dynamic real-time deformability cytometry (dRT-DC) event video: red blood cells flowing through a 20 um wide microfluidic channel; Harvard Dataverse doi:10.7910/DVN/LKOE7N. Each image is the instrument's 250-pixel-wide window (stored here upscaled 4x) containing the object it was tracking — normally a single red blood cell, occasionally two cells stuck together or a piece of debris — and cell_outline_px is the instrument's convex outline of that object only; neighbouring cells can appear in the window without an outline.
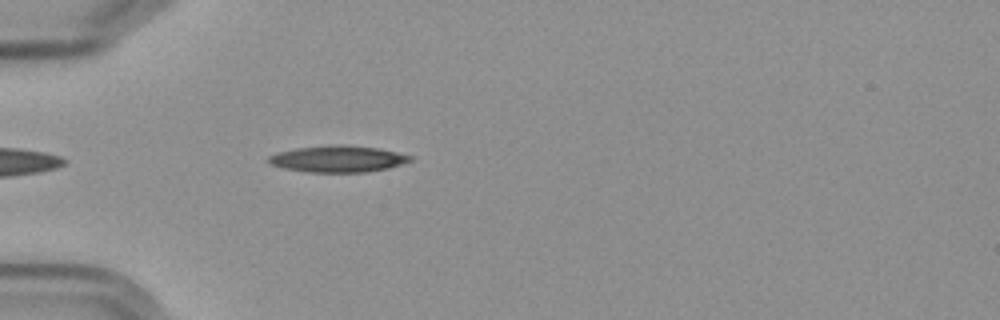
{"species": "Egyptian fruit bat (a non-hibernating species)", "species_latin": "Rousettus aegyptiacus", "temperature_condition": "cold", "stored_images_in_passage": 43, "camera_frame_rate_fps": 3000, "um_per_image_px": 0.085, "frame": {"image": 1, "passage_image": 4, "time_ms": 1.0, "image_size_px": [1000, 320], "cell_outline_px": [[412, 160], [404, 164], [388, 168], [368, 172], [304, 172], [284, 168], [272, 164], [268, 160], [268, 156], [280, 152], [296, 148], [340, 144], [376, 148], [396, 152], [412, 156]], "centroid_in_image_um": [28.75, 13.51], "position_along_channel_um": 56.3, "area_um2": 21.73}}
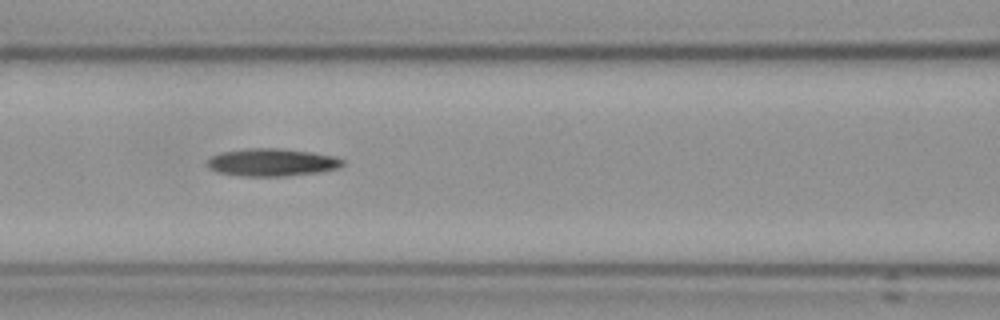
{"frame": {"image": 2, "passage_image": 12, "time_ms": 3.667, "image_size_px": [1000, 320], "cell_outline_px": [[344, 164], [336, 168], [316, 172], [284, 176], [240, 176], [216, 172], [208, 168], [208, 160], [212, 156], [224, 152], [248, 148], [280, 148], [336, 156], [344, 160]], "centroid_in_image_um": [23.09, 13.8], "position_along_channel_um": 143.5, "area_um2": 21.56}}
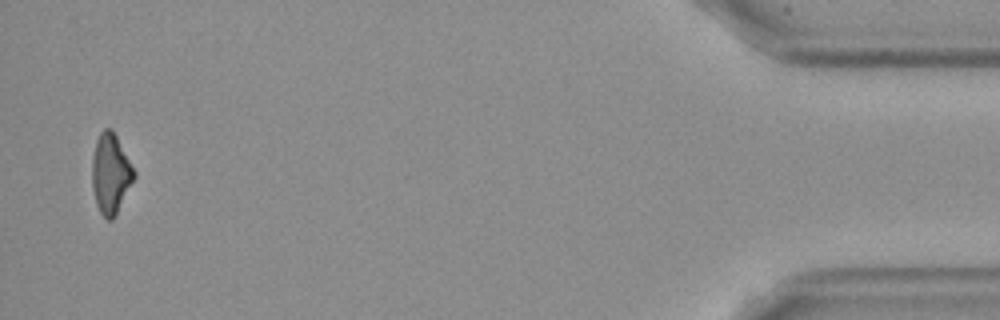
{"frame": {"image": 3, "passage_image": 42, "time_ms": 13.667, "image_size_px": [1000, 320], "cell_outline_px": [[136, 176], [116, 216], [112, 220], [108, 220], [100, 212], [96, 204], [92, 188], [92, 156], [96, 140], [100, 132], [104, 128], [112, 128], [136, 172]], "centroid_in_image_um": [9.41, 14.77], "position_along_channel_um": 425.8, "area_um2": 19.77}}